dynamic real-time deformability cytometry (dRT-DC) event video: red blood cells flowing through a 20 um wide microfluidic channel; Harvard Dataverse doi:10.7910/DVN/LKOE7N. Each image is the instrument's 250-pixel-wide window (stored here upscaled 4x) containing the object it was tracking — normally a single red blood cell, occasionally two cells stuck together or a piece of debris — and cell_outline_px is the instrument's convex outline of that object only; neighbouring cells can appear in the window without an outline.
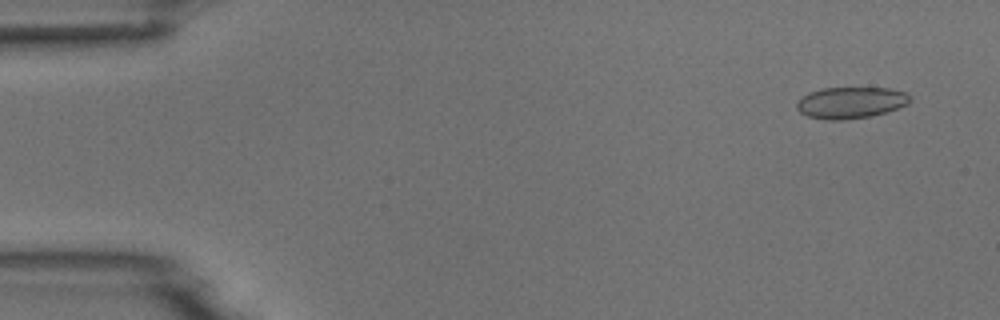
{"species": "common noctule bat (a hibernating species)", "species_latin": "Nyctalus noctula", "temperature_condition": "room temperature", "stored_images_in_passage": 7, "camera_frame_rate_fps": 3000, "um_per_image_px": 0.085, "animal": {"sex": "male", "body_mass_g": 18.8}, "frame": {"image": 1, "passage_image": 1, "time_ms": 0.0, "image_size_px": [1000, 320], "cell_outline_px": [[908, 104], [872, 116], [840, 120], [828, 120], [808, 116], [800, 112], [796, 108], [796, 104], [808, 92], [820, 88], [892, 88], [904, 92], [908, 96]], "centroid_in_image_um": [72.27, 8.72], "position_along_channel_um": 12.7, "area_um2": 20.52}}
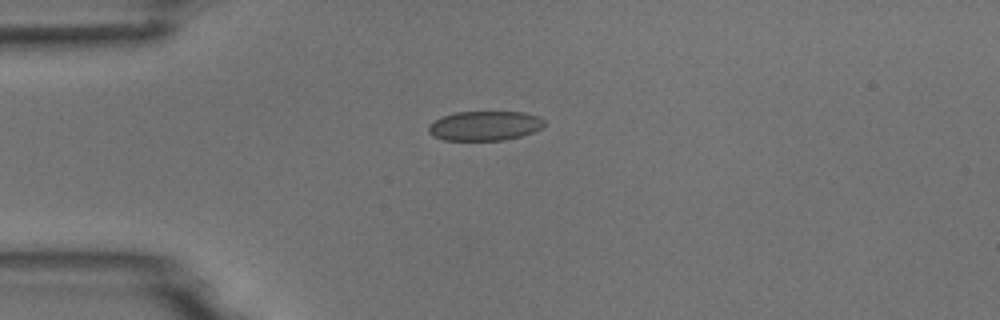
{"frame": {"image": 2, "passage_image": 4, "time_ms": 3.333, "image_size_px": [1000, 320], "cell_outline_px": [[544, 124], [540, 128], [532, 132], [520, 136], [504, 140], [444, 140], [432, 136], [428, 132], [428, 128], [436, 120], [444, 116], [456, 112], [524, 112], [540, 116], [544, 120]], "centroid_in_image_um": [41.22, 10.69], "position_along_channel_um": 43.8, "area_um2": 19.77}}
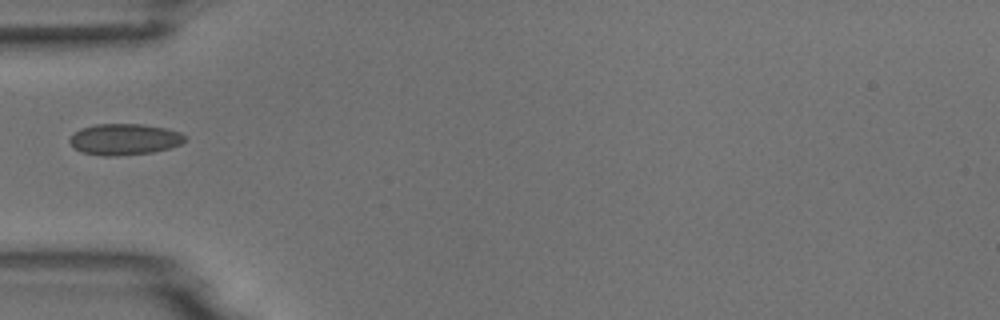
{"frame": {"image": 3, "passage_image": 5, "time_ms": 4.667, "image_size_px": [1000, 320], "cell_outline_px": [[188, 140], [180, 144], [168, 148], [152, 152], [116, 156], [100, 156], [80, 152], [68, 140], [80, 128], [96, 124], [140, 124], [164, 128], [180, 132]], "centroid_in_image_um": [10.57, 11.85], "position_along_channel_um": 74.4, "area_um2": 20.87}}